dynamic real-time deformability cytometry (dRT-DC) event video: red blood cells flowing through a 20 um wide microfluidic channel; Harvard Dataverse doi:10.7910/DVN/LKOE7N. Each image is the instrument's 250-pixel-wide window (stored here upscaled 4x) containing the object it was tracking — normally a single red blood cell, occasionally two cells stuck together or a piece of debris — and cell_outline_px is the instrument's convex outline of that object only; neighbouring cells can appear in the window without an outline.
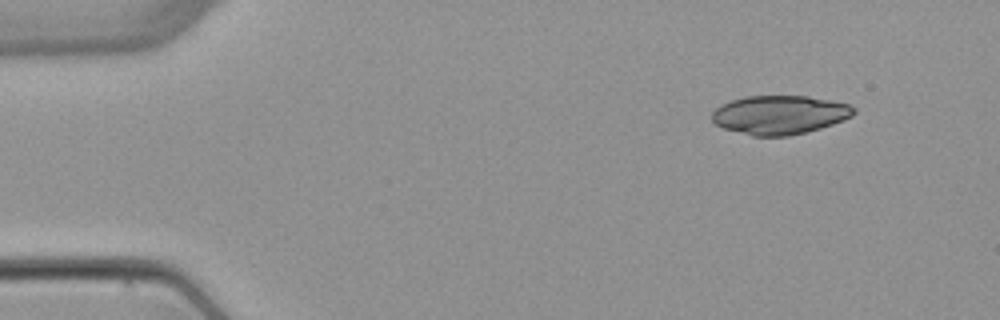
{"species": "common noctule bat (a hibernating species)", "species_latin": "Nyctalus noctula", "temperature_condition": "warm", "stored_images_in_passage": 3, "camera_frame_rate_fps": 3000, "um_per_image_px": 0.085, "animal": {"sex": "female", "body_mass_g": 22.7, "forearm_length_mm": 54.2}, "frame": {"image": 1, "passage_image": 1, "time_ms": 0.0, "image_size_px": [1000, 320], "cell_outline_px": [[856, 112], [852, 116], [844, 120], [820, 128], [788, 136], [752, 136], [724, 128], [716, 124], [712, 120], [712, 112], [720, 104], [744, 96], [808, 96], [832, 100], [848, 104], [856, 108]], "centroid_in_image_um": [66.28, 9.75], "position_along_channel_um": 18.7, "area_um2": 32.14}}